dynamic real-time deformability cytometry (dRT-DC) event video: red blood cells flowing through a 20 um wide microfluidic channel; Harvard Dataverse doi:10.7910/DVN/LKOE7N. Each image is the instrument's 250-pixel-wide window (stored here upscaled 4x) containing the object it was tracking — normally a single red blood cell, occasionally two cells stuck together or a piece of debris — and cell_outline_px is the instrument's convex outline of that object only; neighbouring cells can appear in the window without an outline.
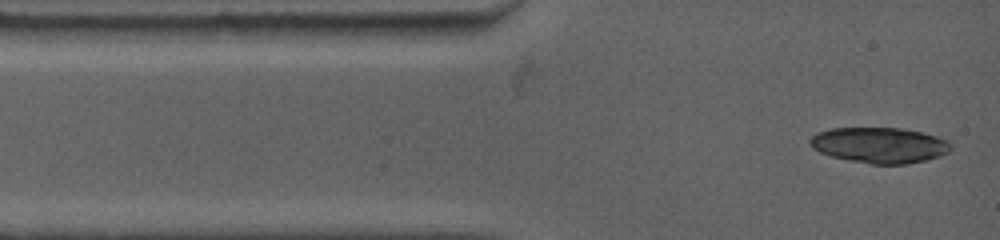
{"species": "common noctule bat (a hibernating species)", "species_latin": "Nyctalus noctula", "temperature_condition": "warm", "stored_images_in_passage": 5, "camera_frame_rate_fps": 4500, "um_per_image_px": 0.085, "animal": {"sex": "female", "body_mass_g": 19.0, "forearm_length_mm": 53.3}, "frame": {"image": 1, "passage_image": 1, "time_ms": 0.0, "image_size_px": [1000, 240], "cell_outline_px": [[952, 148], [948, 152], [940, 156], [928, 160], [908, 164], [872, 164], [848, 160], [832, 156], [820, 152], [812, 148], [808, 140], [816, 132], [828, 128], [900, 128], [920, 132], [936, 136], [948, 140], [952, 144]], "centroid_in_image_um": [74.76, 12.34], "position_along_channel_um": 10.2, "area_um2": 29.48}}